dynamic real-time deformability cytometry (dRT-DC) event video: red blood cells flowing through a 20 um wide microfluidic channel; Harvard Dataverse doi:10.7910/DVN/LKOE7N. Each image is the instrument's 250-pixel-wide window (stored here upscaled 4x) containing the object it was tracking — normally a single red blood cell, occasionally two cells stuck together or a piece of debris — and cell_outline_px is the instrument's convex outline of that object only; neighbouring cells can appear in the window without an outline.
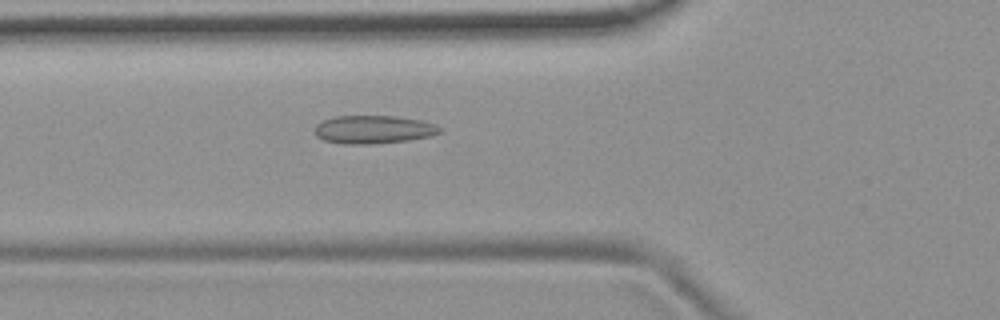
{"species": "common noctule bat (a hibernating species)", "species_latin": "Nyctalus noctula", "temperature_condition": "room temperature", "stored_images_in_passage": 54, "camera_frame_rate_fps": 3000, "um_per_image_px": 0.085, "animal": {"sex": "female", "body_mass_g": 19.9}, "frame": {"image": 1, "passage_image": 20, "time_ms": 6.333, "image_size_px": [1000, 320], "cell_outline_px": [[444, 132], [432, 136], [408, 140], [372, 144], [344, 144], [324, 140], [316, 136], [316, 124], [332, 116], [396, 116], [420, 120], [436, 124], [444, 128]], "centroid_in_image_um": [31.81, 11.01], "position_along_channel_um": 94.0, "area_um2": 20.75}}
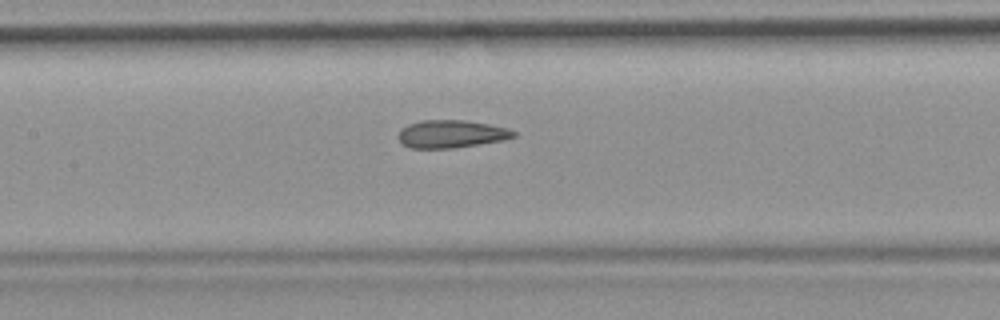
{"frame": {"image": 2, "passage_image": 26, "time_ms": 8.333, "image_size_px": [1000, 320], "cell_outline_px": [[516, 136], [504, 140], [452, 148], [412, 148], [404, 144], [400, 140], [400, 128], [408, 124], [420, 120], [464, 120], [488, 124], [508, 128], [516, 132]], "centroid_in_image_um": [38.38, 11.38], "position_along_channel_um": 169.0, "area_um2": 18.5}}
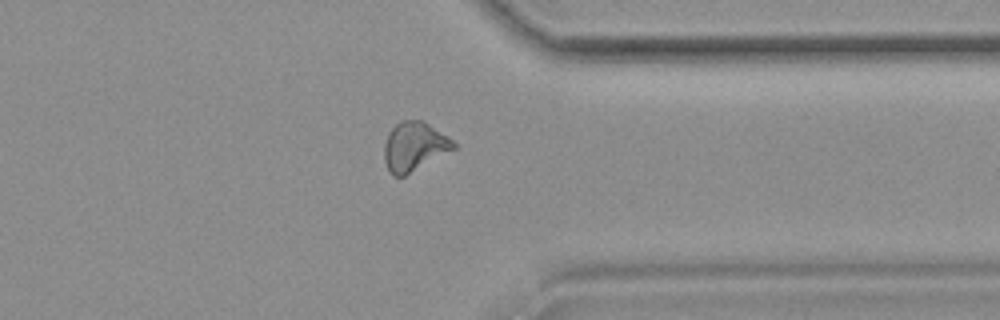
{"frame": {"image": 3, "passage_image": 43, "time_ms": 14.0, "image_size_px": [1000, 320], "cell_outline_px": [[456, 148], [404, 176], [392, 176], [388, 172], [384, 160], [384, 144], [388, 132], [400, 120], [424, 120], [448, 136], [456, 144]], "centroid_in_image_um": [35.19, 12.44], "position_along_channel_um": 376.2, "area_um2": 19.94}, "authors_computed_cell_mechanics": {"area_um2": 19.7098, "velocity_mm_per_s": 3.7302, "shape_relaxation_time_tau1_ms": null, "shape_relaxation_time_tau2_ms": 1.6958, "deformation_change_tau1": null, "deformation_change_tau2": 0.1025}}